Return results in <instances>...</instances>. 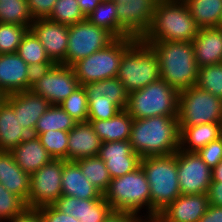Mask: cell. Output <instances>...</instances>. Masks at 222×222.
Returning a JSON list of instances; mask_svg holds the SVG:
<instances>
[{"instance_id": "1", "label": "cell", "mask_w": 222, "mask_h": 222, "mask_svg": "<svg viewBox=\"0 0 222 222\" xmlns=\"http://www.w3.org/2000/svg\"><path fill=\"white\" fill-rule=\"evenodd\" d=\"M180 133L177 117L154 116L134 119L129 143L141 158L167 156L178 151Z\"/></svg>"}, {"instance_id": "2", "label": "cell", "mask_w": 222, "mask_h": 222, "mask_svg": "<svg viewBox=\"0 0 222 222\" xmlns=\"http://www.w3.org/2000/svg\"><path fill=\"white\" fill-rule=\"evenodd\" d=\"M147 43L155 52L160 77L177 92L194 86L198 78L193 42L155 41Z\"/></svg>"}, {"instance_id": "3", "label": "cell", "mask_w": 222, "mask_h": 222, "mask_svg": "<svg viewBox=\"0 0 222 222\" xmlns=\"http://www.w3.org/2000/svg\"><path fill=\"white\" fill-rule=\"evenodd\" d=\"M198 31L199 27L183 0H158L151 26L141 40L192 42Z\"/></svg>"}, {"instance_id": "4", "label": "cell", "mask_w": 222, "mask_h": 222, "mask_svg": "<svg viewBox=\"0 0 222 222\" xmlns=\"http://www.w3.org/2000/svg\"><path fill=\"white\" fill-rule=\"evenodd\" d=\"M103 197L112 211L141 214L143 218L157 217L151 211L150 185L140 166L122 177L112 178Z\"/></svg>"}, {"instance_id": "5", "label": "cell", "mask_w": 222, "mask_h": 222, "mask_svg": "<svg viewBox=\"0 0 222 222\" xmlns=\"http://www.w3.org/2000/svg\"><path fill=\"white\" fill-rule=\"evenodd\" d=\"M140 167L150 185L151 211L157 216L181 195L176 152L167 156L141 158Z\"/></svg>"}, {"instance_id": "6", "label": "cell", "mask_w": 222, "mask_h": 222, "mask_svg": "<svg viewBox=\"0 0 222 222\" xmlns=\"http://www.w3.org/2000/svg\"><path fill=\"white\" fill-rule=\"evenodd\" d=\"M117 78L129 94L159 80L160 68L154 50L137 39L123 53Z\"/></svg>"}, {"instance_id": "7", "label": "cell", "mask_w": 222, "mask_h": 222, "mask_svg": "<svg viewBox=\"0 0 222 222\" xmlns=\"http://www.w3.org/2000/svg\"><path fill=\"white\" fill-rule=\"evenodd\" d=\"M178 92L163 79L129 94L126 111L133 119L177 117Z\"/></svg>"}, {"instance_id": "8", "label": "cell", "mask_w": 222, "mask_h": 222, "mask_svg": "<svg viewBox=\"0 0 222 222\" xmlns=\"http://www.w3.org/2000/svg\"><path fill=\"white\" fill-rule=\"evenodd\" d=\"M137 40L134 37L116 38L111 44L88 57L79 60L71 67L78 83L83 86L117 77L123 53Z\"/></svg>"}, {"instance_id": "9", "label": "cell", "mask_w": 222, "mask_h": 222, "mask_svg": "<svg viewBox=\"0 0 222 222\" xmlns=\"http://www.w3.org/2000/svg\"><path fill=\"white\" fill-rule=\"evenodd\" d=\"M179 128L222 123V99L194 85L178 92Z\"/></svg>"}, {"instance_id": "10", "label": "cell", "mask_w": 222, "mask_h": 222, "mask_svg": "<svg viewBox=\"0 0 222 222\" xmlns=\"http://www.w3.org/2000/svg\"><path fill=\"white\" fill-rule=\"evenodd\" d=\"M88 100V120L110 119L126 110L129 93L117 77L83 85Z\"/></svg>"}, {"instance_id": "11", "label": "cell", "mask_w": 222, "mask_h": 222, "mask_svg": "<svg viewBox=\"0 0 222 222\" xmlns=\"http://www.w3.org/2000/svg\"><path fill=\"white\" fill-rule=\"evenodd\" d=\"M116 37L88 19L68 26V46L63 65L72 66L81 59L111 44Z\"/></svg>"}, {"instance_id": "12", "label": "cell", "mask_w": 222, "mask_h": 222, "mask_svg": "<svg viewBox=\"0 0 222 222\" xmlns=\"http://www.w3.org/2000/svg\"><path fill=\"white\" fill-rule=\"evenodd\" d=\"M64 159H52L30 175V192L27 208L53 204L62 196V171Z\"/></svg>"}, {"instance_id": "13", "label": "cell", "mask_w": 222, "mask_h": 222, "mask_svg": "<svg viewBox=\"0 0 222 222\" xmlns=\"http://www.w3.org/2000/svg\"><path fill=\"white\" fill-rule=\"evenodd\" d=\"M117 8L118 38L141 39L149 30L158 0H114Z\"/></svg>"}, {"instance_id": "14", "label": "cell", "mask_w": 222, "mask_h": 222, "mask_svg": "<svg viewBox=\"0 0 222 222\" xmlns=\"http://www.w3.org/2000/svg\"><path fill=\"white\" fill-rule=\"evenodd\" d=\"M177 173L181 194H207L212 169L197 152L176 151Z\"/></svg>"}, {"instance_id": "15", "label": "cell", "mask_w": 222, "mask_h": 222, "mask_svg": "<svg viewBox=\"0 0 222 222\" xmlns=\"http://www.w3.org/2000/svg\"><path fill=\"white\" fill-rule=\"evenodd\" d=\"M79 86L71 66L55 64L31 90L47 99L50 105H59Z\"/></svg>"}, {"instance_id": "16", "label": "cell", "mask_w": 222, "mask_h": 222, "mask_svg": "<svg viewBox=\"0 0 222 222\" xmlns=\"http://www.w3.org/2000/svg\"><path fill=\"white\" fill-rule=\"evenodd\" d=\"M30 29L38 37L50 60L55 64H64L68 46V25L42 18L35 19Z\"/></svg>"}, {"instance_id": "17", "label": "cell", "mask_w": 222, "mask_h": 222, "mask_svg": "<svg viewBox=\"0 0 222 222\" xmlns=\"http://www.w3.org/2000/svg\"><path fill=\"white\" fill-rule=\"evenodd\" d=\"M98 156L105 162L111 178L133 172L140 166L141 160L132 150L129 140L102 142Z\"/></svg>"}, {"instance_id": "18", "label": "cell", "mask_w": 222, "mask_h": 222, "mask_svg": "<svg viewBox=\"0 0 222 222\" xmlns=\"http://www.w3.org/2000/svg\"><path fill=\"white\" fill-rule=\"evenodd\" d=\"M58 211L72 215L79 222H103L112 209L104 197L98 199H78L60 196L53 204Z\"/></svg>"}, {"instance_id": "19", "label": "cell", "mask_w": 222, "mask_h": 222, "mask_svg": "<svg viewBox=\"0 0 222 222\" xmlns=\"http://www.w3.org/2000/svg\"><path fill=\"white\" fill-rule=\"evenodd\" d=\"M5 99L13 106L21 126L34 135L38 119L50 107L49 101L31 89L8 94Z\"/></svg>"}, {"instance_id": "20", "label": "cell", "mask_w": 222, "mask_h": 222, "mask_svg": "<svg viewBox=\"0 0 222 222\" xmlns=\"http://www.w3.org/2000/svg\"><path fill=\"white\" fill-rule=\"evenodd\" d=\"M209 205L207 194H181L157 215L160 222H197Z\"/></svg>"}, {"instance_id": "21", "label": "cell", "mask_w": 222, "mask_h": 222, "mask_svg": "<svg viewBox=\"0 0 222 222\" xmlns=\"http://www.w3.org/2000/svg\"><path fill=\"white\" fill-rule=\"evenodd\" d=\"M101 143L89 121L77 122L68 132L67 160L78 161L98 156Z\"/></svg>"}, {"instance_id": "22", "label": "cell", "mask_w": 222, "mask_h": 222, "mask_svg": "<svg viewBox=\"0 0 222 222\" xmlns=\"http://www.w3.org/2000/svg\"><path fill=\"white\" fill-rule=\"evenodd\" d=\"M192 42L198 67L222 63V27L199 28Z\"/></svg>"}, {"instance_id": "23", "label": "cell", "mask_w": 222, "mask_h": 222, "mask_svg": "<svg viewBox=\"0 0 222 222\" xmlns=\"http://www.w3.org/2000/svg\"><path fill=\"white\" fill-rule=\"evenodd\" d=\"M28 64L17 54H0V90L12 94L27 90Z\"/></svg>"}, {"instance_id": "24", "label": "cell", "mask_w": 222, "mask_h": 222, "mask_svg": "<svg viewBox=\"0 0 222 222\" xmlns=\"http://www.w3.org/2000/svg\"><path fill=\"white\" fill-rule=\"evenodd\" d=\"M62 195L72 196L78 199H98L103 194L91 184L82 173L76 161L64 160L62 171Z\"/></svg>"}, {"instance_id": "25", "label": "cell", "mask_w": 222, "mask_h": 222, "mask_svg": "<svg viewBox=\"0 0 222 222\" xmlns=\"http://www.w3.org/2000/svg\"><path fill=\"white\" fill-rule=\"evenodd\" d=\"M0 183L19 196L27 206L30 192V174L24 172L15 162L11 152L0 151Z\"/></svg>"}, {"instance_id": "26", "label": "cell", "mask_w": 222, "mask_h": 222, "mask_svg": "<svg viewBox=\"0 0 222 222\" xmlns=\"http://www.w3.org/2000/svg\"><path fill=\"white\" fill-rule=\"evenodd\" d=\"M11 153L18 166L30 175L53 159L38 137L33 134L23 140Z\"/></svg>"}, {"instance_id": "27", "label": "cell", "mask_w": 222, "mask_h": 222, "mask_svg": "<svg viewBox=\"0 0 222 222\" xmlns=\"http://www.w3.org/2000/svg\"><path fill=\"white\" fill-rule=\"evenodd\" d=\"M29 135L21 126L13 106L5 99L0 104V151L11 152Z\"/></svg>"}, {"instance_id": "28", "label": "cell", "mask_w": 222, "mask_h": 222, "mask_svg": "<svg viewBox=\"0 0 222 222\" xmlns=\"http://www.w3.org/2000/svg\"><path fill=\"white\" fill-rule=\"evenodd\" d=\"M133 117L126 110H121L110 119L87 120L93 126L101 142L129 140L133 126Z\"/></svg>"}, {"instance_id": "29", "label": "cell", "mask_w": 222, "mask_h": 222, "mask_svg": "<svg viewBox=\"0 0 222 222\" xmlns=\"http://www.w3.org/2000/svg\"><path fill=\"white\" fill-rule=\"evenodd\" d=\"M180 150L197 152L222 136V123H205L180 129Z\"/></svg>"}, {"instance_id": "30", "label": "cell", "mask_w": 222, "mask_h": 222, "mask_svg": "<svg viewBox=\"0 0 222 222\" xmlns=\"http://www.w3.org/2000/svg\"><path fill=\"white\" fill-rule=\"evenodd\" d=\"M199 28L220 27L222 0H183Z\"/></svg>"}, {"instance_id": "31", "label": "cell", "mask_w": 222, "mask_h": 222, "mask_svg": "<svg viewBox=\"0 0 222 222\" xmlns=\"http://www.w3.org/2000/svg\"><path fill=\"white\" fill-rule=\"evenodd\" d=\"M75 121L60 105H50L47 111L38 119L34 134H41L50 130L69 132L75 127Z\"/></svg>"}, {"instance_id": "32", "label": "cell", "mask_w": 222, "mask_h": 222, "mask_svg": "<svg viewBox=\"0 0 222 222\" xmlns=\"http://www.w3.org/2000/svg\"><path fill=\"white\" fill-rule=\"evenodd\" d=\"M76 162L87 180L104 194L112 180L105 162L99 156L83 158Z\"/></svg>"}, {"instance_id": "33", "label": "cell", "mask_w": 222, "mask_h": 222, "mask_svg": "<svg viewBox=\"0 0 222 222\" xmlns=\"http://www.w3.org/2000/svg\"><path fill=\"white\" fill-rule=\"evenodd\" d=\"M34 18L26 0H0V23L31 27Z\"/></svg>"}, {"instance_id": "34", "label": "cell", "mask_w": 222, "mask_h": 222, "mask_svg": "<svg viewBox=\"0 0 222 222\" xmlns=\"http://www.w3.org/2000/svg\"><path fill=\"white\" fill-rule=\"evenodd\" d=\"M86 19L92 24L108 30L118 38V18L115 1L107 0L99 3Z\"/></svg>"}, {"instance_id": "35", "label": "cell", "mask_w": 222, "mask_h": 222, "mask_svg": "<svg viewBox=\"0 0 222 222\" xmlns=\"http://www.w3.org/2000/svg\"><path fill=\"white\" fill-rule=\"evenodd\" d=\"M17 54L28 64L53 62L48 57L38 37L29 29L20 43Z\"/></svg>"}, {"instance_id": "36", "label": "cell", "mask_w": 222, "mask_h": 222, "mask_svg": "<svg viewBox=\"0 0 222 222\" xmlns=\"http://www.w3.org/2000/svg\"><path fill=\"white\" fill-rule=\"evenodd\" d=\"M195 85L222 99V63L199 67Z\"/></svg>"}, {"instance_id": "37", "label": "cell", "mask_w": 222, "mask_h": 222, "mask_svg": "<svg viewBox=\"0 0 222 222\" xmlns=\"http://www.w3.org/2000/svg\"><path fill=\"white\" fill-rule=\"evenodd\" d=\"M38 137L47 153L53 159L67 160L68 132L61 130H50L41 134H34Z\"/></svg>"}, {"instance_id": "38", "label": "cell", "mask_w": 222, "mask_h": 222, "mask_svg": "<svg viewBox=\"0 0 222 222\" xmlns=\"http://www.w3.org/2000/svg\"><path fill=\"white\" fill-rule=\"evenodd\" d=\"M48 19L69 26L85 20L86 17L77 0H57Z\"/></svg>"}, {"instance_id": "39", "label": "cell", "mask_w": 222, "mask_h": 222, "mask_svg": "<svg viewBox=\"0 0 222 222\" xmlns=\"http://www.w3.org/2000/svg\"><path fill=\"white\" fill-rule=\"evenodd\" d=\"M59 105L75 121L86 122L88 120L87 93L83 86L80 85L77 87L73 93Z\"/></svg>"}, {"instance_id": "40", "label": "cell", "mask_w": 222, "mask_h": 222, "mask_svg": "<svg viewBox=\"0 0 222 222\" xmlns=\"http://www.w3.org/2000/svg\"><path fill=\"white\" fill-rule=\"evenodd\" d=\"M30 28L18 24L0 23V54L17 53L24 35Z\"/></svg>"}, {"instance_id": "41", "label": "cell", "mask_w": 222, "mask_h": 222, "mask_svg": "<svg viewBox=\"0 0 222 222\" xmlns=\"http://www.w3.org/2000/svg\"><path fill=\"white\" fill-rule=\"evenodd\" d=\"M25 208V202L0 183V220L8 222Z\"/></svg>"}, {"instance_id": "42", "label": "cell", "mask_w": 222, "mask_h": 222, "mask_svg": "<svg viewBox=\"0 0 222 222\" xmlns=\"http://www.w3.org/2000/svg\"><path fill=\"white\" fill-rule=\"evenodd\" d=\"M197 153L201 159L213 169L222 161V136L211 141L205 147L200 148Z\"/></svg>"}, {"instance_id": "43", "label": "cell", "mask_w": 222, "mask_h": 222, "mask_svg": "<svg viewBox=\"0 0 222 222\" xmlns=\"http://www.w3.org/2000/svg\"><path fill=\"white\" fill-rule=\"evenodd\" d=\"M42 222H79L72 215L58 211L52 204L38 207Z\"/></svg>"}, {"instance_id": "44", "label": "cell", "mask_w": 222, "mask_h": 222, "mask_svg": "<svg viewBox=\"0 0 222 222\" xmlns=\"http://www.w3.org/2000/svg\"><path fill=\"white\" fill-rule=\"evenodd\" d=\"M34 20L48 18L57 0H26Z\"/></svg>"}, {"instance_id": "45", "label": "cell", "mask_w": 222, "mask_h": 222, "mask_svg": "<svg viewBox=\"0 0 222 222\" xmlns=\"http://www.w3.org/2000/svg\"><path fill=\"white\" fill-rule=\"evenodd\" d=\"M54 65V62H42L28 65L27 90L31 89L36 82L44 77Z\"/></svg>"}, {"instance_id": "46", "label": "cell", "mask_w": 222, "mask_h": 222, "mask_svg": "<svg viewBox=\"0 0 222 222\" xmlns=\"http://www.w3.org/2000/svg\"><path fill=\"white\" fill-rule=\"evenodd\" d=\"M8 222H42L40 210L38 208H25Z\"/></svg>"}, {"instance_id": "47", "label": "cell", "mask_w": 222, "mask_h": 222, "mask_svg": "<svg viewBox=\"0 0 222 222\" xmlns=\"http://www.w3.org/2000/svg\"><path fill=\"white\" fill-rule=\"evenodd\" d=\"M141 215L112 211L103 222H141Z\"/></svg>"}, {"instance_id": "48", "label": "cell", "mask_w": 222, "mask_h": 222, "mask_svg": "<svg viewBox=\"0 0 222 222\" xmlns=\"http://www.w3.org/2000/svg\"><path fill=\"white\" fill-rule=\"evenodd\" d=\"M207 196L210 205L222 207V182H211Z\"/></svg>"}, {"instance_id": "49", "label": "cell", "mask_w": 222, "mask_h": 222, "mask_svg": "<svg viewBox=\"0 0 222 222\" xmlns=\"http://www.w3.org/2000/svg\"><path fill=\"white\" fill-rule=\"evenodd\" d=\"M197 222H222V207L209 204L205 214Z\"/></svg>"}, {"instance_id": "50", "label": "cell", "mask_w": 222, "mask_h": 222, "mask_svg": "<svg viewBox=\"0 0 222 222\" xmlns=\"http://www.w3.org/2000/svg\"><path fill=\"white\" fill-rule=\"evenodd\" d=\"M77 2L83 15L87 17L94 11L99 3L103 2V0H77Z\"/></svg>"}, {"instance_id": "51", "label": "cell", "mask_w": 222, "mask_h": 222, "mask_svg": "<svg viewBox=\"0 0 222 222\" xmlns=\"http://www.w3.org/2000/svg\"><path fill=\"white\" fill-rule=\"evenodd\" d=\"M211 182H222V161L212 169Z\"/></svg>"}, {"instance_id": "52", "label": "cell", "mask_w": 222, "mask_h": 222, "mask_svg": "<svg viewBox=\"0 0 222 222\" xmlns=\"http://www.w3.org/2000/svg\"><path fill=\"white\" fill-rule=\"evenodd\" d=\"M141 222H160L157 218H144Z\"/></svg>"}, {"instance_id": "53", "label": "cell", "mask_w": 222, "mask_h": 222, "mask_svg": "<svg viewBox=\"0 0 222 222\" xmlns=\"http://www.w3.org/2000/svg\"><path fill=\"white\" fill-rule=\"evenodd\" d=\"M5 94L0 90V104L5 100Z\"/></svg>"}]
</instances>
